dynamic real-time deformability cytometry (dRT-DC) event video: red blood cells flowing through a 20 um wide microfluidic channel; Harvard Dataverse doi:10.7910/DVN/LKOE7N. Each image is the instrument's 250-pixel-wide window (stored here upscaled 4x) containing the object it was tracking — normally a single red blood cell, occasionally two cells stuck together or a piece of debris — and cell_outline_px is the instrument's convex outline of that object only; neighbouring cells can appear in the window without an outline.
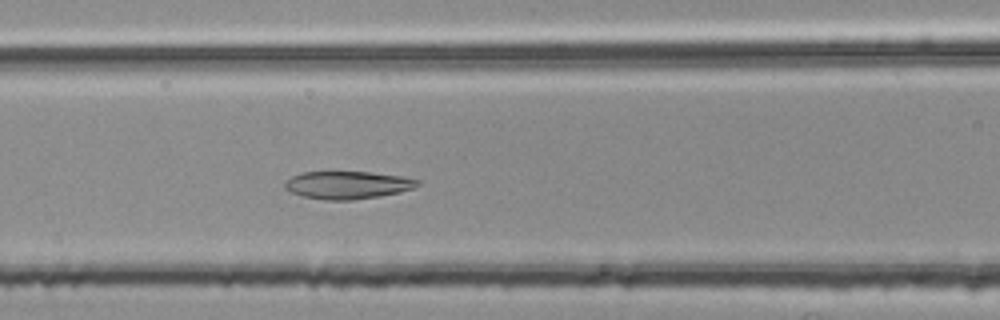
{"species": "common noctule bat (a hibernating species)", "species_latin": "Nyctalus noctula", "temperature_condition": "room temperature", "stored_images_in_passage": 35, "camera_frame_rate_fps": 3000, "um_per_image_px": 0.085, "animal": {"sex": "female", "body_mass_g": 25.1}, "frame": {"image": 1, "passage_image": 6, "time_ms": 1.667, "image_size_px": [1000, 320], "cell_outline_px": [[420, 184], [416, 188], [400, 192], [380, 196], [352, 200], [324, 200], [304, 196], [292, 192], [284, 188], [284, 184], [292, 176], [300, 172], [368, 172], [400, 176], [420, 180]], "centroid_in_image_um": [29.57, 15.73], "position_along_channel_um": 137.0, "area_um2": 21.39}}
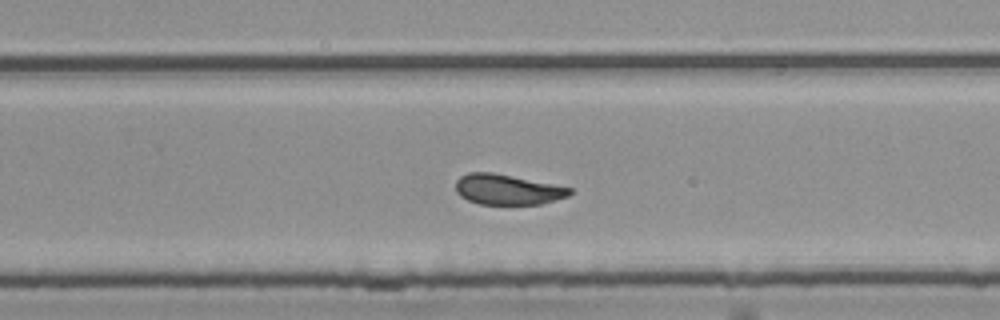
{"frame": {"image": 2, "passage_image": 18, "time_ms": 5.667, "image_size_px": [1000, 320], "cell_outline_px": [[572, 192], [568, 196], [540, 204], [480, 204], [468, 200], [460, 196], [456, 192], [456, 180], [460, 176], [468, 172], [492, 172], [572, 188]], "centroid_in_image_um": [43.09, 16.1], "position_along_channel_um": 286.7, "area_um2": 20.0}}
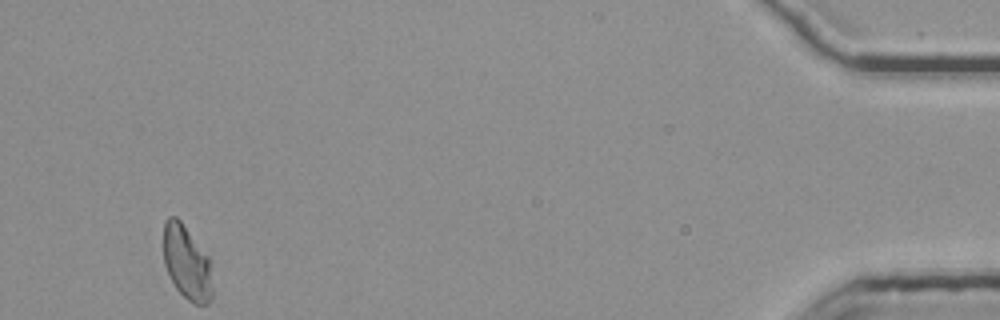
{"frame": {"image": 3, "passage_image": 35, "time_ms": 11.333, "image_size_px": [1000, 320], "cell_outline_px": [[212, 300], [208, 304], [196, 304], [188, 300], [176, 288], [164, 264], [164, 220], [168, 216], [176, 216], [180, 220], [208, 256], [212, 288]], "centroid_in_image_um": [15.87, 22.32], "position_along_channel_um": 419.3, "area_um2": 20.87}}